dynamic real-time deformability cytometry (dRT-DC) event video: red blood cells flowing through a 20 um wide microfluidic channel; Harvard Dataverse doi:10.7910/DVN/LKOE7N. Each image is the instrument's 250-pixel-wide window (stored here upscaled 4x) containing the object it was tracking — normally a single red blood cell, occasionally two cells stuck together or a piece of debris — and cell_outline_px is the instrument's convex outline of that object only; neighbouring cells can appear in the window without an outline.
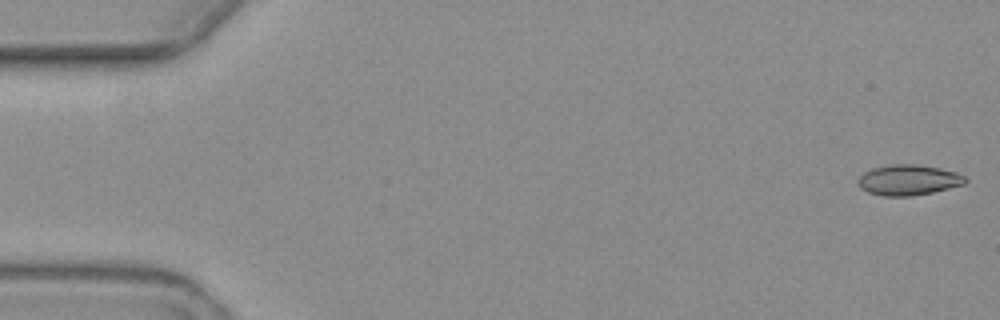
{"species": "common noctule bat (a hibernating species)", "species_latin": "Nyctalus noctula", "temperature_condition": "warm", "stored_images_in_passage": 8, "camera_frame_rate_fps": 3000, "um_per_image_px": 0.085, "animal": {"sex": "female", "body_mass_g": 19.3, "forearm_length_mm": 54.1}, "frame": {"image": 1, "passage_image": 1, "time_ms": 0.0, "image_size_px": [1000, 320], "cell_outline_px": [[968, 180], [964, 184], [932, 192], [912, 196], [884, 196], [868, 192], [860, 188], [860, 176], [864, 172], [872, 168], [892, 164], [916, 164], [940, 168], [956, 172], [964, 176]], "centroid_in_image_um": [77.23, 15.29], "position_along_channel_um": 7.8, "area_um2": 18.9}}
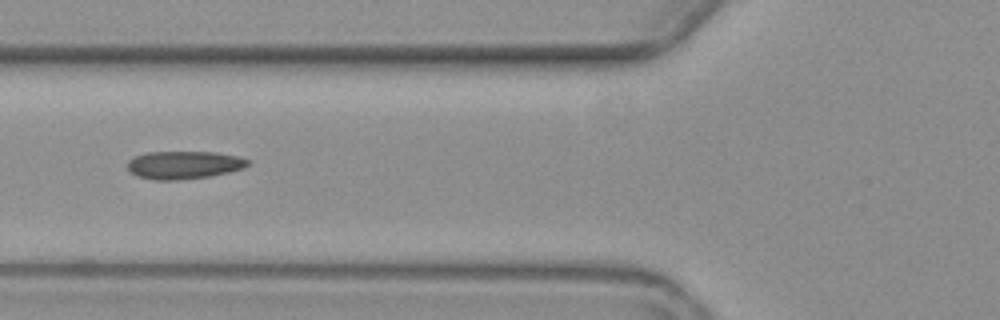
{"frame": {"image": 2, "passage_image": 7, "time_ms": 7.0, "image_size_px": [1000, 320], "cell_outline_px": [[252, 160], [244, 168], [212, 176], [180, 180], [152, 180], [136, 176], [128, 168], [128, 160], [136, 156], [148, 152], [216, 152], [240, 156]], "centroid_in_image_um": [15.67, 14.02], "position_along_channel_um": 110.1, "area_um2": 19.77}}
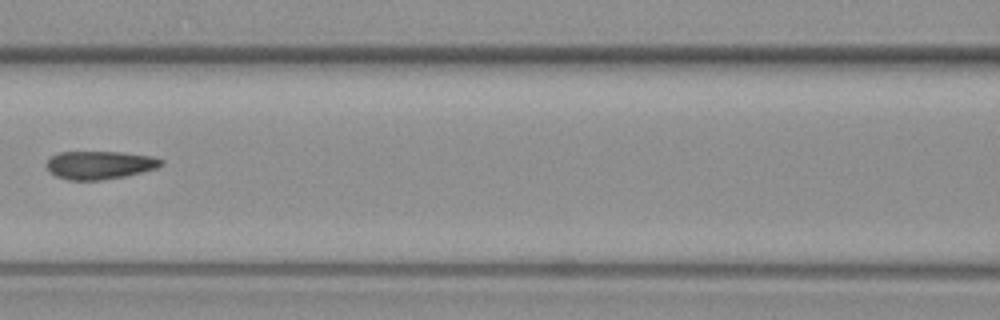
{"frame": {"image": 3, "passage_image": 8, "time_ms": 8.333, "image_size_px": [1000, 320], "cell_outline_px": [[164, 164], [156, 168], [124, 176], [100, 180], [68, 180], [56, 176], [44, 164], [52, 156], [60, 152], [120, 152], [152, 156], [164, 160]], "centroid_in_image_um": [8.48, 14.02], "position_along_channel_um": 158.1, "area_um2": 18.67}}